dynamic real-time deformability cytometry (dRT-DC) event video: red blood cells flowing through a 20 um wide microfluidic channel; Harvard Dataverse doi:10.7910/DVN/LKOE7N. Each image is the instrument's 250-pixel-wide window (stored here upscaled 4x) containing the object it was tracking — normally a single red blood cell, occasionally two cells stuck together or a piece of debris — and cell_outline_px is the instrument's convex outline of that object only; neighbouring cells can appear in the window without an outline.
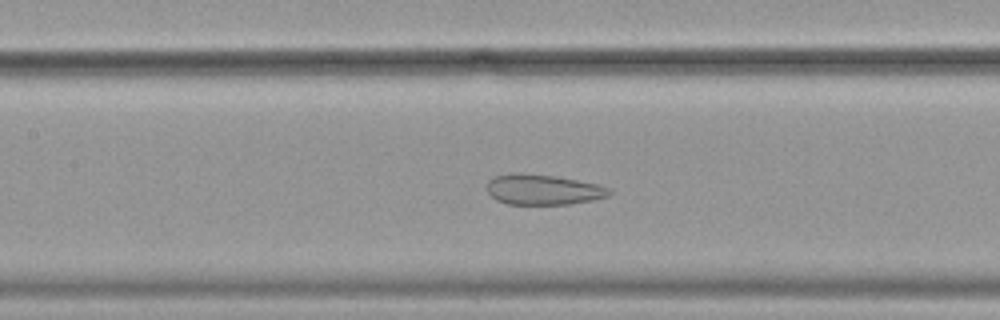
{"species": "common noctule bat (a hibernating species)", "species_latin": "Nyctalus noctula", "temperature_condition": "cold", "stored_images_in_passage": 56, "camera_frame_rate_fps": 3000, "um_per_image_px": 0.085, "animal": {"sex": "female", "body_mass_g": 19.9}, "frame": {"image": 1, "passage_image": 25, "time_ms": 8.0, "image_size_px": [1000, 320], "cell_outline_px": [[612, 192], [608, 196], [592, 200], [568, 204], [508, 204], [496, 200], [488, 192], [488, 180], [492, 176], [512, 172], [520, 172], [556, 176], [600, 184], [608, 188]], "centroid_in_image_um": [46.14, 16.09], "position_along_channel_um": 161.3, "area_um2": 21.85}}
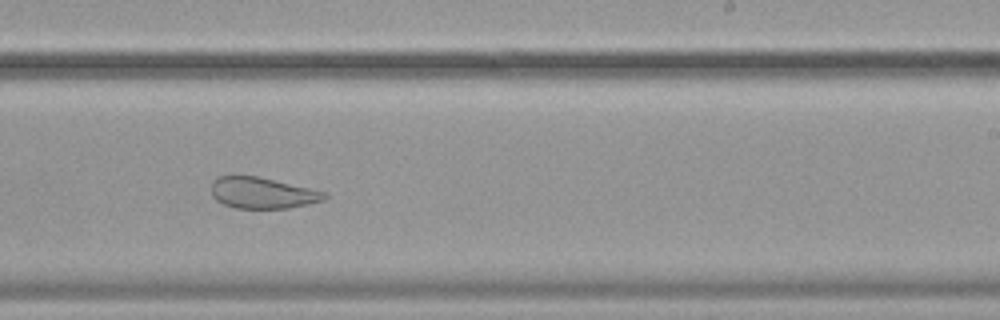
{"frame": {"image": 2, "passage_image": 34, "time_ms": 11.0, "image_size_px": [1000, 320], "cell_outline_px": [[328, 196], [324, 200], [308, 204], [288, 208], [236, 208], [224, 204], [216, 200], [212, 196], [212, 180], [220, 176], [232, 172], [256, 176], [328, 192]], "centroid_in_image_um": [22.26, 16.36], "position_along_channel_um": 266.7, "area_um2": 20.98}}
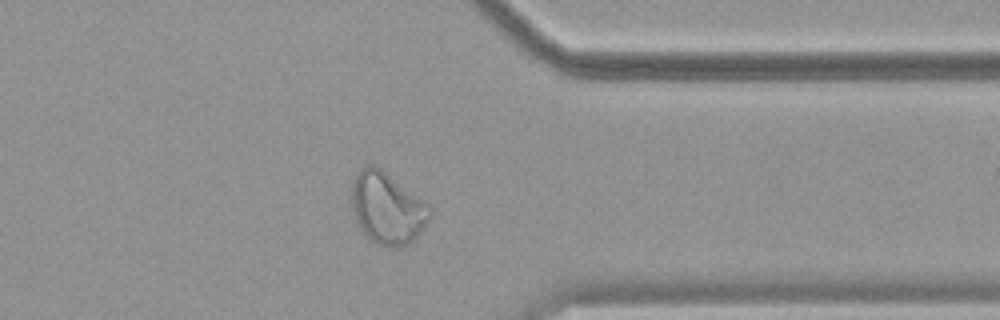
{"frame": {"image": 3, "passage_image": 44, "time_ms": 14.333, "image_size_px": [1000, 320], "cell_outline_px": [[432, 216], [420, 232], [408, 244], [400, 248], [388, 248], [376, 244], [364, 236], [356, 220], [352, 208], [348, 192], [352, 180], [360, 168], [372, 164], [380, 168], [424, 200], [432, 208]], "centroid_in_image_um": [32.88, 17.71], "position_along_channel_um": 378.5, "area_um2": 33.35}}